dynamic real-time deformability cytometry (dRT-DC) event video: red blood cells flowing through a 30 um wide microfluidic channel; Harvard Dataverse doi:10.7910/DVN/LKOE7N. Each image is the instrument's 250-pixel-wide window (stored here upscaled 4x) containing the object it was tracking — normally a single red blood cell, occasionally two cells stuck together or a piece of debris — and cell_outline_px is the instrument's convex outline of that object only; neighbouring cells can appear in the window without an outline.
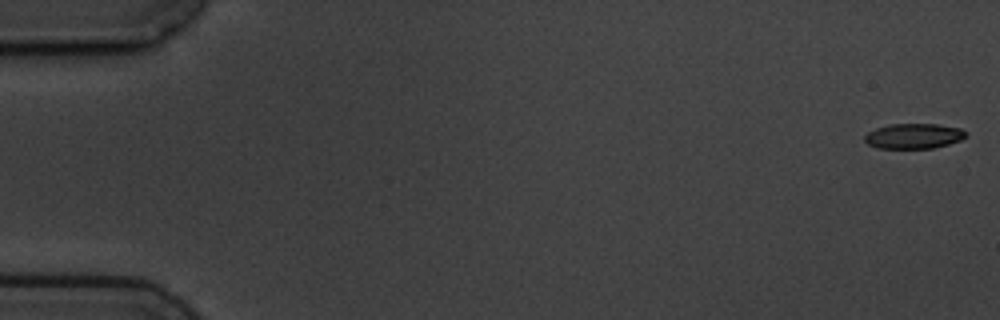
{"species": "common noctule bat (a hibernating species)", "species_latin": "Nyctalus noctula", "temperature_condition": "cold", "stored_images_in_passage": 7, "camera_frame_rate_fps": 3000, "um_per_image_px": 0.085, "animal": {"sex": "male", "body_mass_g": 19.5, "forearm_length_mm": 54.6}, "frame": {"image": 1, "passage_image": 1, "time_ms": 0.0, "image_size_px": [1000, 320], "cell_outline_px": [[968, 136], [960, 140], [948, 144], [932, 148], [880, 148], [868, 144], [864, 140], [864, 136], [868, 132], [876, 128], [888, 124], [936, 124], [960, 128]], "centroid_in_image_um": [77.65, 11.56], "position_along_channel_um": 7.4, "area_um2": 14.74}}
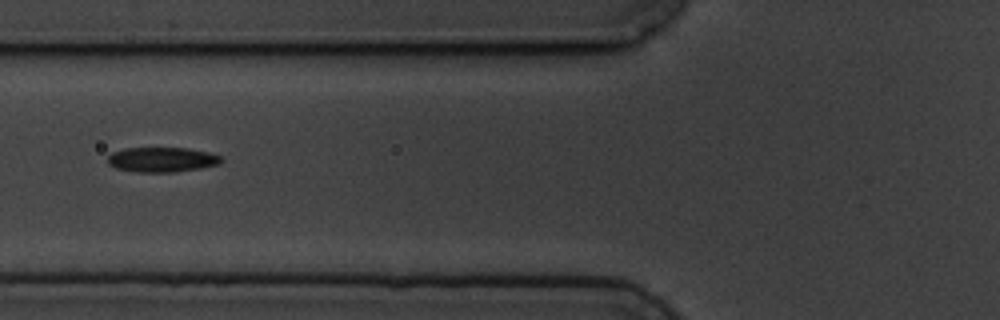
{"frame": {"image": 2, "passage_image": 7, "time_ms": 7.0, "image_size_px": [1000, 320], "cell_outline_px": [[224, 160], [220, 164], [200, 168], [176, 172], [140, 172], [116, 168], [108, 164], [108, 156], [112, 152], [124, 148], [188, 148], [208, 152], [220, 156]], "centroid_in_image_um": [13.78, 13.56], "position_along_channel_um": 112.0, "area_um2": 16.47}}